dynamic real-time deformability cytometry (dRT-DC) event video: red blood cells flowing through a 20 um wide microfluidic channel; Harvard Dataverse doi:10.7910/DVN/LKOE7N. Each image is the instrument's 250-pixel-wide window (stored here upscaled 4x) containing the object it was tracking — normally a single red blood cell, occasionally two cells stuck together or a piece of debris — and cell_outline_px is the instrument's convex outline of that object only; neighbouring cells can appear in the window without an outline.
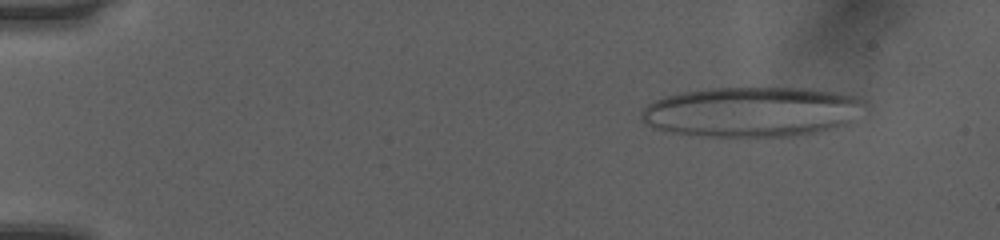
{"species": "human", "species_latin": "Homo sapiens", "temperature_condition": "room temperature", "stored_images_in_passage": 50, "camera_frame_rate_fps": 3000, "um_per_image_px": 0.085, "donor": {"sex": "female"}, "frame": {"image": 1, "passage_image": 6, "time_ms": 1.667, "image_size_px": [1000, 240], "cell_outline_px": [[864, 104], [848, 124], [816, 132], [788, 136], [688, 136], [656, 128], [648, 124], [644, 120], [640, 112], [648, 104], [656, 100], [668, 96], [684, 92], [712, 88], [804, 88], [852, 96], [864, 100]], "centroid_in_image_um": [63.86, 9.51], "position_along_channel_um": 21.1, "area_um2": 64.22}}
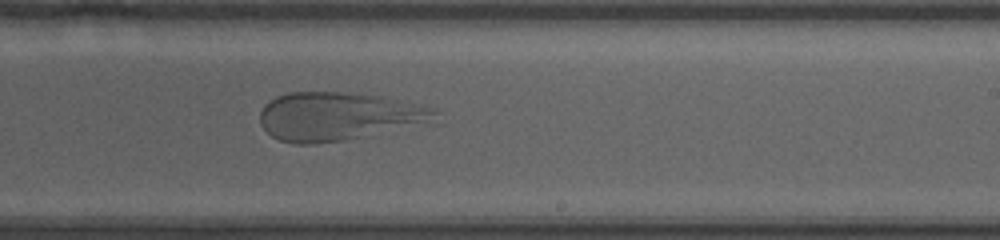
{"frame": {"image": 2, "passage_image": 32, "time_ms": 10.333, "image_size_px": [1000, 240], "cell_outline_px": [[436, 112], [424, 120], [344, 140], [316, 144], [296, 144], [280, 140], [272, 136], [260, 124], [260, 112], [264, 104], [276, 96], [288, 92], [336, 92], [380, 96], [436, 108]], "centroid_in_image_um": [28.52, 9.86], "position_along_channel_um": 260.5, "area_um2": 47.4}}
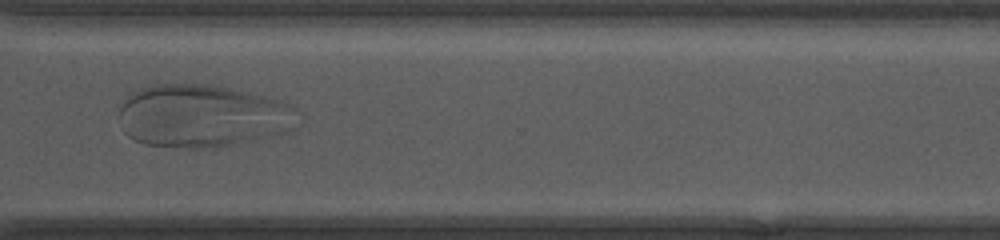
{"frame": {"image": 3, "passage_image": 39, "time_ms": 12.667, "image_size_px": [1000, 240], "cell_outline_px": [[300, 112], [260, 136], [252, 140], [212, 148], [188, 148], [144, 144], [128, 136], [124, 132], [120, 112], [120, 108], [124, 100], [128, 96], [140, 88], [156, 84], [212, 84], [264, 96], [280, 100], [296, 108]], "centroid_in_image_um": [16.98, 9.82], "position_along_channel_um": 353.6, "area_um2": 63.0}}